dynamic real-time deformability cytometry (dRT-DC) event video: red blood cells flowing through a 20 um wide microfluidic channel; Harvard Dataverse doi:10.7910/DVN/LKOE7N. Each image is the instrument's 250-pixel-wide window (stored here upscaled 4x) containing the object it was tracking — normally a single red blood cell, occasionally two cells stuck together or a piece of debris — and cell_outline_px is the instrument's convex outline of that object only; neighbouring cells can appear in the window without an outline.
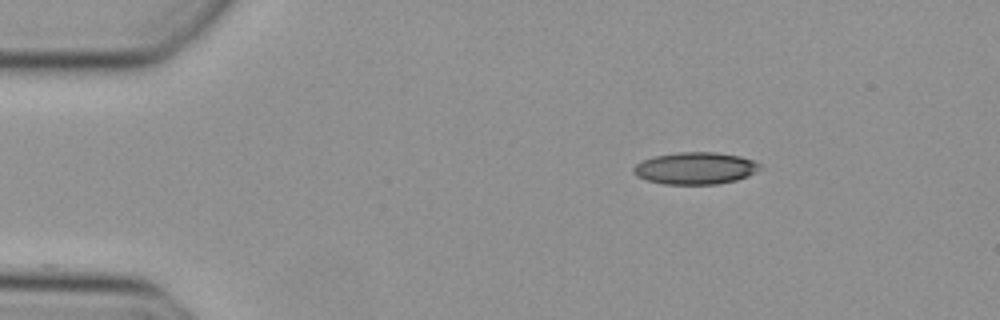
{"species": "Egyptian fruit bat (a non-hibernating species)", "species_latin": "Rousettus aegyptiacus", "temperature_condition": "cold", "stored_images_in_passage": 41, "camera_frame_rate_fps": 3000, "um_per_image_px": 0.085, "animal": {"sex": "female"}, "frame": {"image": 1, "passage_image": 1, "time_ms": 0.0, "image_size_px": [1000, 320], "cell_outline_px": [[764, 168], [748, 176], [736, 180], [720, 184], [664, 184], [648, 180], [636, 176], [632, 172], [632, 168], [636, 164], [644, 160], [656, 156], [676, 152], [716, 152], [740, 156], [752, 160], [760, 164]], "centroid_in_image_um": [59.13, 14.3], "position_along_channel_um": 25.9, "area_um2": 23.7}}
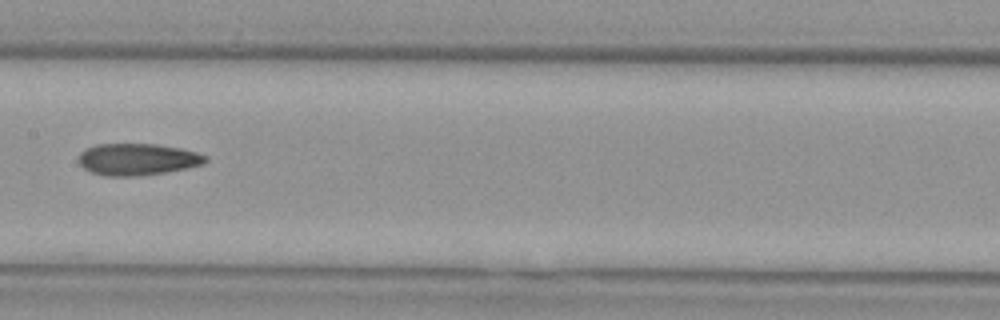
{"frame": {"image": 2, "passage_image": 18, "time_ms": 5.667, "image_size_px": [1000, 320], "cell_outline_px": [[208, 160], [204, 164], [164, 172], [140, 176], [104, 176], [92, 172], [84, 168], [80, 164], [80, 152], [84, 148], [96, 144], [156, 144], [180, 148], [196, 152], [208, 156]], "centroid_in_image_um": [11.68, 13.54], "position_along_channel_um": 195.7, "area_um2": 23.47}}
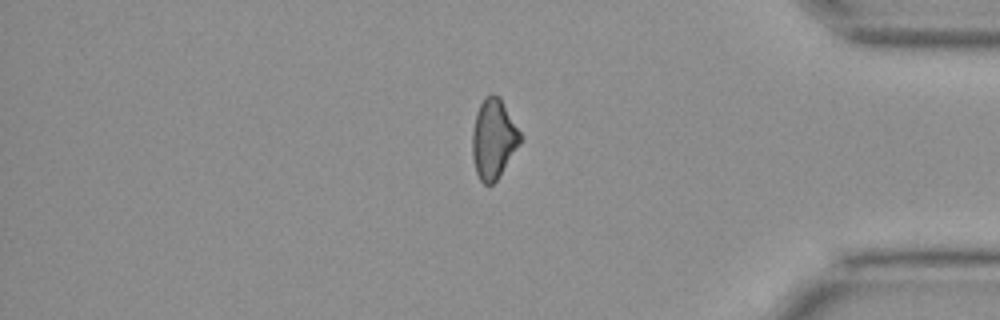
{"frame": {"image": 3, "passage_image": 34, "time_ms": 11.0, "image_size_px": [1000, 320], "cell_outline_px": [[520, 144], [496, 180], [492, 184], [484, 184], [480, 180], [476, 172], [472, 156], [472, 132], [476, 112], [484, 96], [492, 92], [500, 96], [520, 132]], "centroid_in_image_um": [41.92, 11.76], "position_along_channel_um": 393.3, "area_um2": 22.2}}